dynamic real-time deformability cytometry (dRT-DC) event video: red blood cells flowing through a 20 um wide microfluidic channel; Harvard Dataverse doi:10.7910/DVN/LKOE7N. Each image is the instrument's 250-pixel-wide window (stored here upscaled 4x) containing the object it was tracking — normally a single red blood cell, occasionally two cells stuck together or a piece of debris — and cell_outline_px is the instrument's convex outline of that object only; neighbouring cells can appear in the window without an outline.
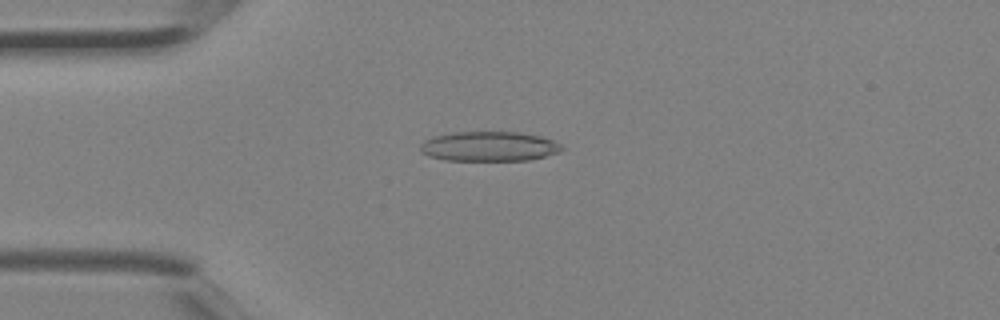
{"species": "Egyptian fruit bat (a non-hibernating species)", "species_latin": "Rousettus aegyptiacus", "temperature_condition": "room temperature", "stored_images_in_passage": 3, "camera_frame_rate_fps": 3000, "um_per_image_px": 0.085, "animal": {"sex": "female"}, "frame": {"image": 1, "passage_image": 2, "time_ms": 0.333, "image_size_px": [1000, 320], "cell_outline_px": [[564, 148], [560, 152], [528, 160], [444, 160], [428, 156], [420, 152], [420, 144], [424, 140], [432, 136], [452, 132], [520, 132], [540, 136], [552, 140], [560, 144]], "centroid_in_image_um": [41.53, 12.44], "position_along_channel_um": 43.5, "area_um2": 24.62}}